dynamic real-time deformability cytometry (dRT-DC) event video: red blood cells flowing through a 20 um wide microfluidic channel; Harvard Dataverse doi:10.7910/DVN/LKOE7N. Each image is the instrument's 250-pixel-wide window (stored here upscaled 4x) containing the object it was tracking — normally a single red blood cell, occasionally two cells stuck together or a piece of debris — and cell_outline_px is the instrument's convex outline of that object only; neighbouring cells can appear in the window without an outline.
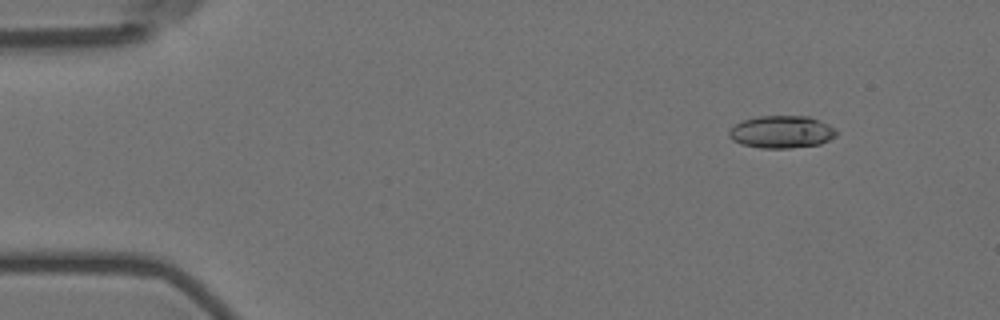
{"species": "Egyptian fruit bat (a non-hibernating species)", "species_latin": "Rousettus aegyptiacus", "temperature_condition": "room temperature", "stored_images_in_passage": 57, "camera_frame_rate_fps": 3000, "um_per_image_px": 0.085, "animal": {"sex": "female"}, "frame": {"image": 1, "passage_image": 7, "time_ms": 2.0, "image_size_px": [1000, 320], "cell_outline_px": [[836, 136], [820, 144], [788, 148], [760, 148], [740, 144], [732, 140], [728, 136], [728, 132], [736, 124], [744, 120], [760, 116], [808, 116], [820, 120], [836, 128]], "centroid_in_image_um": [66.44, 11.21], "position_along_channel_um": 18.6, "area_um2": 20.29}}
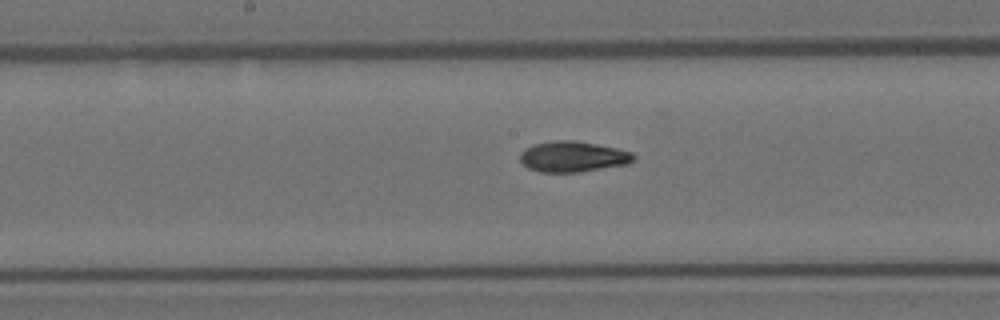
{"frame": {"image": 2, "passage_image": 30, "time_ms": 9.667, "image_size_px": [1000, 320], "cell_outline_px": [[636, 160], [628, 164], [580, 172], [540, 172], [528, 168], [520, 160], [520, 152], [524, 148], [532, 144], [552, 140], [572, 140], [596, 144], [616, 148], [632, 152], [636, 156]], "centroid_in_image_um": [48.69, 13.31], "position_along_channel_um": 199.5, "area_um2": 20.52}}
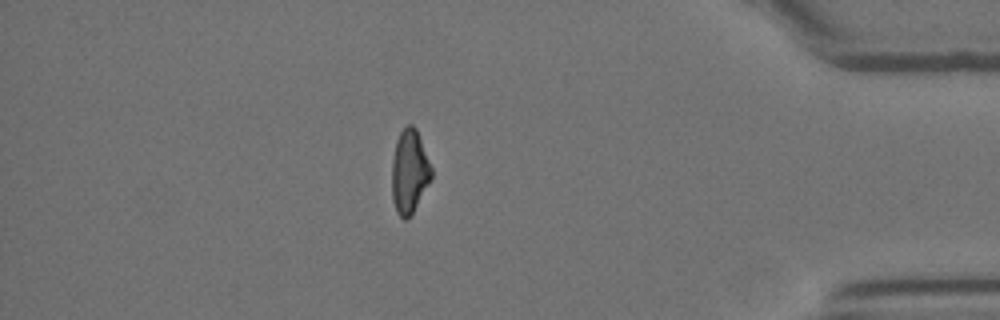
{"frame": {"image": 3, "passage_image": 50, "time_ms": 16.333, "image_size_px": [1000, 320], "cell_outline_px": [[432, 176], [428, 184], [408, 220], [404, 220], [396, 212], [392, 200], [392, 160], [396, 140], [400, 132], [408, 124], [412, 124], [416, 128], [432, 168]], "centroid_in_image_um": [34.78, 14.59], "position_along_channel_um": 400.4, "area_um2": 19.19}, "authors_computed_cell_mechanics": {"area_um2": 19.8254, "velocity_mm_per_s": 3.586, "shape_relaxation_time_tau1_ms": 9.707, "shape_relaxation_time_tau2_ms": 2.9397, "deformation_change_tau1": 0.2447, "deformation_change_tau2": 0.0922}}